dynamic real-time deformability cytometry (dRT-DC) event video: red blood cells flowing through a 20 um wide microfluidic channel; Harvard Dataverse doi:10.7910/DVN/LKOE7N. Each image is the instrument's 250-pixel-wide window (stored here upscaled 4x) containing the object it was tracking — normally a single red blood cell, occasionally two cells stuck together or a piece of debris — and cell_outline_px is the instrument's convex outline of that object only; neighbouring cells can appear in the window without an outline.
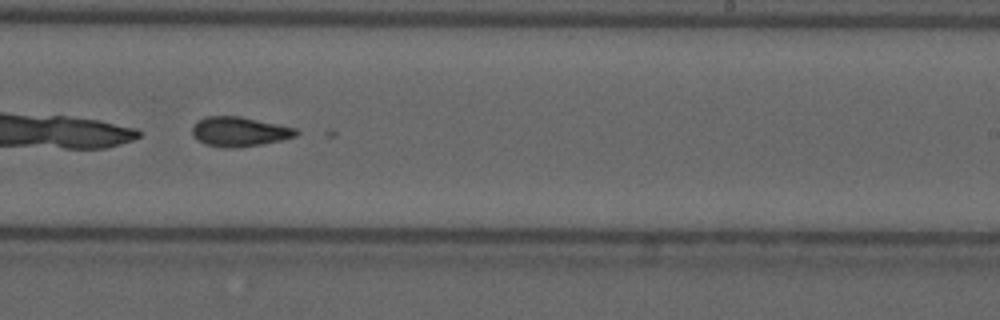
{"species": "common noctule bat (a hibernating species)", "species_latin": "Nyctalus noctula", "temperature_condition": "cold", "stored_images_in_passage": 51, "camera_frame_rate_fps": 3000, "um_per_image_px": 0.085, "animal": {"sex": "male", "forearm_length_mm": 52.5}, "frame": {"image": 1, "passage_image": 31, "time_ms": 10.0, "image_size_px": [1000, 320], "cell_outline_px": [[300, 132], [296, 136], [280, 140], [260, 144], [236, 148], [228, 148], [204, 144], [196, 140], [192, 136], [192, 128], [196, 120], [208, 116], [240, 116], [296, 128]], "centroid_in_image_um": [20.3, 11.19], "position_along_channel_um": 268.7, "area_um2": 17.98}, "authors_computed_cell_mechanics": {"area_um2": 21.4438, "velocity_mm_per_s": 3.6418, "shape_relaxation_time_tau1_ms": null, "shape_relaxation_time_tau2_ms": 8.2464, "deformation_change_tau1": null, "deformation_change_tau2": 0.157}}